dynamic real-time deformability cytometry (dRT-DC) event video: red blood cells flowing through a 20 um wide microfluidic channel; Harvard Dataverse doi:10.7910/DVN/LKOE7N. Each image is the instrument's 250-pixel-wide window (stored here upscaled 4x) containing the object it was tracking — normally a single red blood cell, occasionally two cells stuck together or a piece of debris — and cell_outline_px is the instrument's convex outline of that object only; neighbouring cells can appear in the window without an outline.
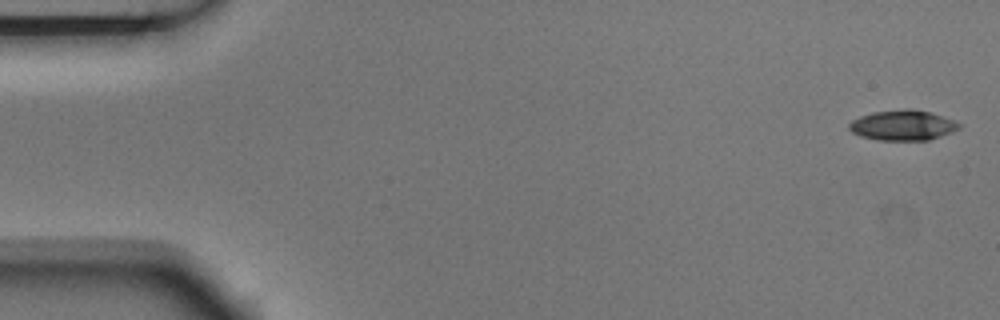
{"species": "Egyptian fruit bat (a non-hibernating species)", "species_latin": "Rousettus aegyptiacus", "temperature_condition": "room temperature", "stored_images_in_passage": 5, "camera_frame_rate_fps": 3000, "um_per_image_px": 0.085, "animal": {"sex": "male"}, "frame": {"image": 1, "passage_image": 1, "time_ms": 0.0, "image_size_px": [1000, 320], "cell_outline_px": [[960, 128], [952, 132], [928, 140], [876, 140], [860, 136], [852, 132], [848, 128], [848, 124], [852, 120], [860, 116], [872, 112], [908, 108], [912, 108], [932, 112], [956, 120], [960, 124]], "centroid_in_image_um": [76.74, 10.63], "position_along_channel_um": 8.3, "area_um2": 19.65}}
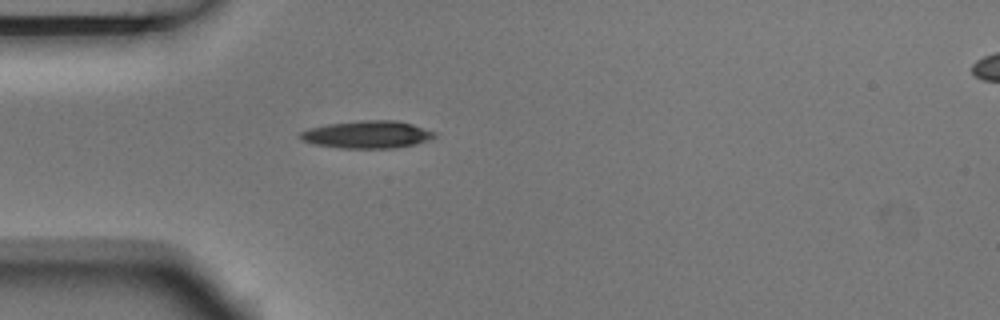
{"frame": {"image": 2, "passage_image": 5, "time_ms": 1.333, "image_size_px": [1000, 320], "cell_outline_px": [[436, 136], [432, 140], [416, 144], [396, 148], [340, 148], [312, 144], [300, 140], [300, 132], [308, 128], [328, 124], [360, 120], [396, 120], [412, 124], [436, 132]], "centroid_in_image_um": [31.23, 11.44], "position_along_channel_um": 53.8, "area_um2": 21.79}}